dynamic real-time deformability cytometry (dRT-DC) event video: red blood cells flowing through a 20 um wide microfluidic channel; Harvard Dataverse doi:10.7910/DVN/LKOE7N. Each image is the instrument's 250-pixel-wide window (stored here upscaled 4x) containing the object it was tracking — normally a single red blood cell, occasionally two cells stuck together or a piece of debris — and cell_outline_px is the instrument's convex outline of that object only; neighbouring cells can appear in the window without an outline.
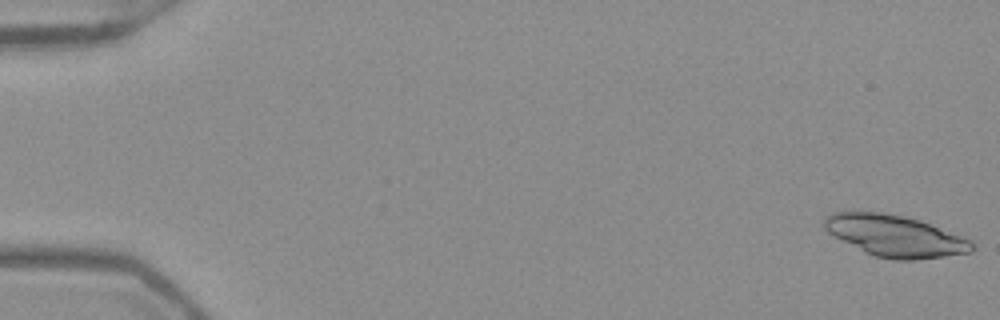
{"species": "Egyptian fruit bat (a non-hibernating species)", "species_latin": "Rousettus aegyptiacus", "temperature_condition": "warm", "stored_images_in_passage": 52, "camera_frame_rate_fps": 3000, "um_per_image_px": 0.085, "frame": {"image": 1, "passage_image": 1, "time_ms": 0.0, "image_size_px": [1000, 320], "cell_outline_px": [[976, 248], [972, 252], [916, 260], [892, 260], [876, 256], [864, 252], [828, 232], [824, 228], [824, 216], [832, 212], [884, 212], [904, 216], [920, 220], [972, 240], [976, 244]], "centroid_in_image_um": [76.11, 20.05], "position_along_channel_um": 8.9, "area_um2": 35.78}}